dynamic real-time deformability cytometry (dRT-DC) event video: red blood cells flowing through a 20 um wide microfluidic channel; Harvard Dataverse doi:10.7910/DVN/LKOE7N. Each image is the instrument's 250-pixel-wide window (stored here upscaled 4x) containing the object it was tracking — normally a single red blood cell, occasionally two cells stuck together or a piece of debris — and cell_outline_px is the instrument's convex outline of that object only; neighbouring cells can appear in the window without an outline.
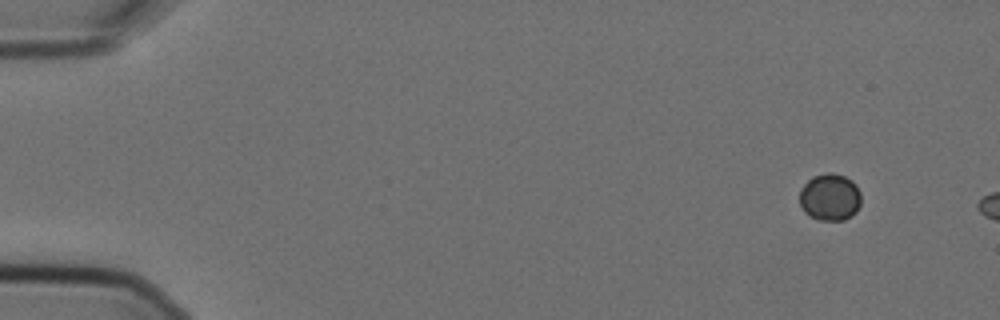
{"species": "Egyptian fruit bat (a non-hibernating species)", "species_latin": "Rousettus aegyptiacus", "temperature_condition": "cold", "stored_images_in_passage": 4, "camera_frame_rate_fps": 3000, "um_per_image_px": 0.085, "animal": {"sex": "female"}, "frame": {"image": 1, "passage_image": 1, "time_ms": 0.0, "image_size_px": [1000, 320], "cell_outline_px": [[860, 204], [856, 212], [852, 216], [844, 220], [820, 220], [804, 212], [800, 204], [800, 188], [812, 176], [828, 172], [832, 172], [844, 176], [852, 180], [856, 184], [860, 192]], "centroid_in_image_um": [70.55, 16.74], "position_along_channel_um": 14.5, "area_um2": 16.99}}